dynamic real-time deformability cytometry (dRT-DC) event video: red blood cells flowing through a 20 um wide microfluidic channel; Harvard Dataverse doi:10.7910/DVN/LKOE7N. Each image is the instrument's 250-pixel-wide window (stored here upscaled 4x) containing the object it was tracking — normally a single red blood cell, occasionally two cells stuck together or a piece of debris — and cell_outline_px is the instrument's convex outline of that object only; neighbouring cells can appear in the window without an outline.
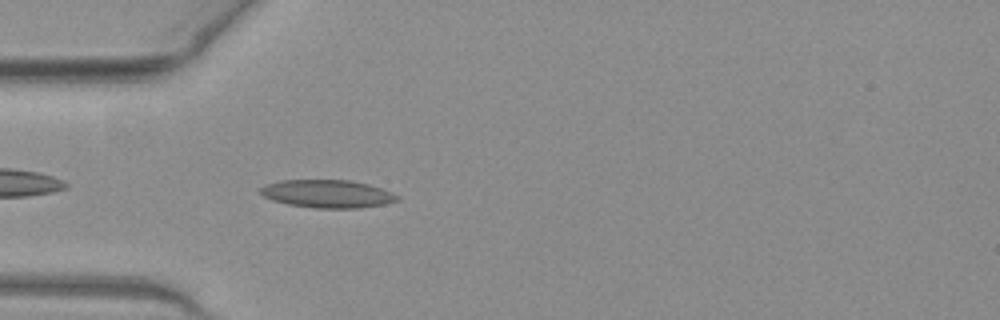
{"species": "common noctule bat (a hibernating species)", "species_latin": "Nyctalus noctula", "temperature_condition": "warm", "stored_images_in_passage": 38, "camera_frame_rate_fps": 3000, "um_per_image_px": 0.085, "animal": {"sex": "female", "body_mass_g": 19.3, "forearm_length_mm": 54.1}, "frame": {"image": 1, "passage_image": 3, "time_ms": 0.667, "image_size_px": [1000, 320], "cell_outline_px": [[400, 200], [384, 204], [360, 208], [316, 208], [288, 204], [272, 200], [264, 196], [260, 192], [260, 188], [264, 184], [280, 180], [348, 180], [368, 184], [392, 192], [400, 196]], "centroid_in_image_um": [27.84, 16.47], "position_along_channel_um": 57.2, "area_um2": 22.31}}
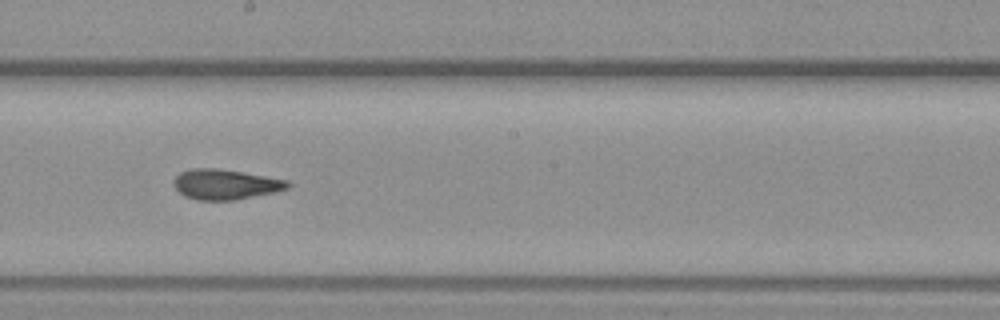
{"frame": {"image": 2, "passage_image": 16, "time_ms": 5.0, "image_size_px": [1000, 320], "cell_outline_px": [[292, 184], [288, 188], [272, 192], [236, 200], [196, 200], [184, 196], [172, 184], [172, 180], [180, 172], [192, 168], [216, 168], [244, 172], [288, 180]], "centroid_in_image_um": [19.13, 15.66], "position_along_channel_um": 229.1, "area_um2": 20.11}}
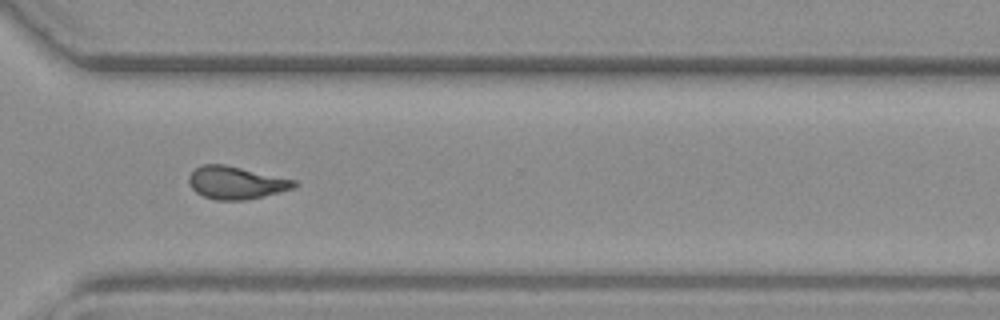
{"frame": {"image": 3, "passage_image": 25, "time_ms": 8.0, "image_size_px": [1000, 320], "cell_outline_px": [[300, 184], [292, 188], [244, 200], [216, 200], [204, 196], [196, 192], [188, 184], [188, 176], [200, 164], [224, 164], [296, 180]], "centroid_in_image_um": [20.02, 15.51], "position_along_channel_um": 350.6, "area_um2": 19.83}, "authors_computed_cell_mechanics": {"area_um2": 19.9988, "velocity_mm_per_s": 4.0599, "shape_relaxation_time_tau1_ms": null, "shape_relaxation_time_tau2_ms": 2.0439, "deformation_change_tau1": null, "deformation_change_tau2": 0.0818}}